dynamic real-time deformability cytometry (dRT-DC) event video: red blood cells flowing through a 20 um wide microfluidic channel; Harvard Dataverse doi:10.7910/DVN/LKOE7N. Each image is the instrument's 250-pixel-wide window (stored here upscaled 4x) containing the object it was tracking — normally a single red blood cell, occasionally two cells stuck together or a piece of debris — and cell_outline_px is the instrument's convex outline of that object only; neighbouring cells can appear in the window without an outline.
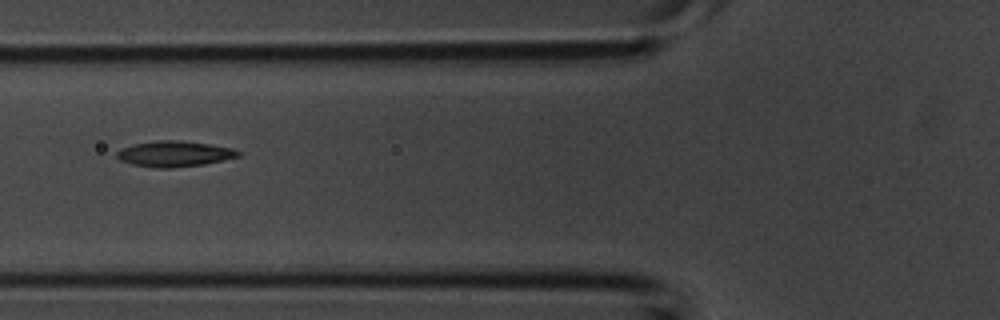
{"species": "common noctule bat (a hibernating species)", "species_latin": "Nyctalus noctula", "temperature_condition": "room temperature", "stored_images_in_passage": 4, "camera_frame_rate_fps": 3000, "um_per_image_px": 0.085, "animal": {"sex": "male", "body_mass_g": 20.1, "forearm_length_mm": 53.5}, "frame": {"image": 1, "passage_image": 4, "time_ms": 1.0, "image_size_px": [1000, 320], "cell_outline_px": [[240, 156], [204, 164], [172, 168], [156, 168], [132, 164], [120, 160], [116, 156], [116, 152], [120, 148], [132, 144], [156, 140], [176, 140], [208, 144], [232, 148], [240, 152]], "centroid_in_image_um": [14.77, 13.07], "position_along_channel_um": 111.0, "area_um2": 18.15}}